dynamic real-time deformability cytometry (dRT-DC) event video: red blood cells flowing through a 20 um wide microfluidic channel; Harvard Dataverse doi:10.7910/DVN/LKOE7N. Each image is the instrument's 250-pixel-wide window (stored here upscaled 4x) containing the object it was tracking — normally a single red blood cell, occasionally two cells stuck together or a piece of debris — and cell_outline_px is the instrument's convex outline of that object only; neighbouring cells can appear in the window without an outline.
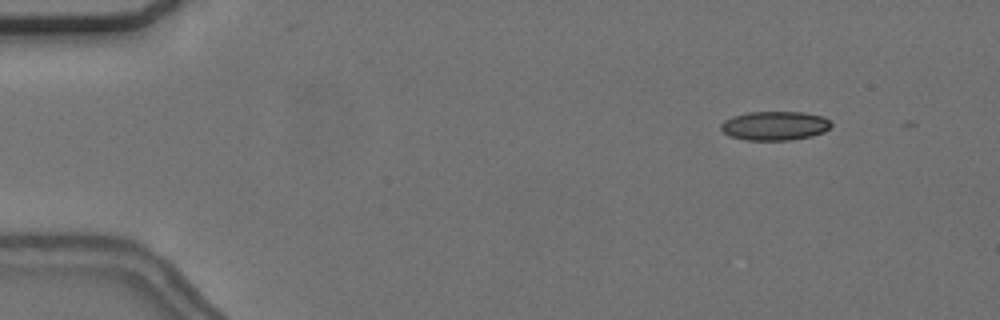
{"species": "common noctule bat (a hibernating species)", "species_latin": "Nyctalus noctula", "temperature_condition": "cold", "stored_images_in_passage": 9, "camera_frame_rate_fps": 3000, "um_per_image_px": 0.085, "animal": {"sex": "female", "body_mass_g": 24.6, "forearm_length_mm": 56.2}, "frame": {"image": 1, "passage_image": 1, "time_ms": 0.0, "image_size_px": [1000, 320], "cell_outline_px": [[832, 124], [824, 132], [812, 136], [792, 140], [744, 140], [728, 136], [720, 128], [720, 124], [724, 120], [732, 116], [748, 112], [804, 112], [824, 116]], "centroid_in_image_um": [65.83, 10.69], "position_along_channel_um": 19.2, "area_um2": 18.84}}